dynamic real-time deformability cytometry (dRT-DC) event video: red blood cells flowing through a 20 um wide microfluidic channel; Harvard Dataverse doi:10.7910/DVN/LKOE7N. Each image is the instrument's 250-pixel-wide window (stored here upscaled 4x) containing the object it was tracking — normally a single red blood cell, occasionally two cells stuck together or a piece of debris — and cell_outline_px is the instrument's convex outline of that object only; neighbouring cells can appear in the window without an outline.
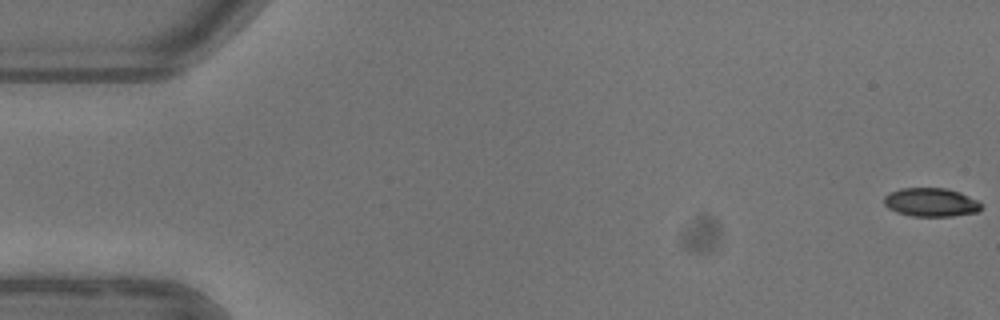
{"species": "common noctule bat (a hibernating species)", "species_latin": "Nyctalus noctula", "temperature_condition": "warm", "stored_images_in_passage": 53, "camera_frame_rate_fps": 3000, "um_per_image_px": 0.085, "animal": {"sex": "female"}, "frame": {"image": 1, "passage_image": 1, "time_ms": 0.0, "image_size_px": [1000, 320], "cell_outline_px": [[980, 208], [976, 212], [952, 216], [912, 216], [896, 212], [888, 208], [884, 204], [884, 196], [888, 192], [900, 188], [944, 188], [960, 192], [976, 200], [980, 204]], "centroid_in_image_um": [79.06, 17.19], "position_along_channel_um": 5.9, "area_um2": 16.13}}
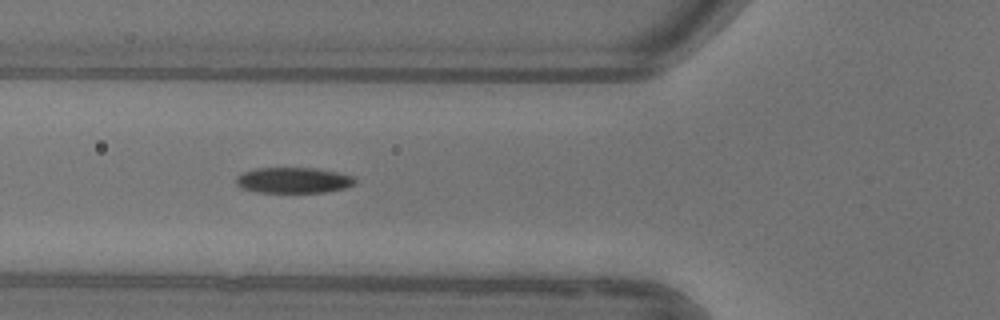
{"frame": {"image": 2, "passage_image": 20, "time_ms": 6.333, "image_size_px": [1000, 320], "cell_outline_px": [[356, 184], [348, 188], [324, 192], [256, 192], [244, 188], [236, 184], [236, 176], [244, 172], [256, 168], [316, 168], [336, 172], [352, 176], [356, 180]], "centroid_in_image_um": [24.97, 15.32], "position_along_channel_um": 100.8, "area_um2": 17.8}}
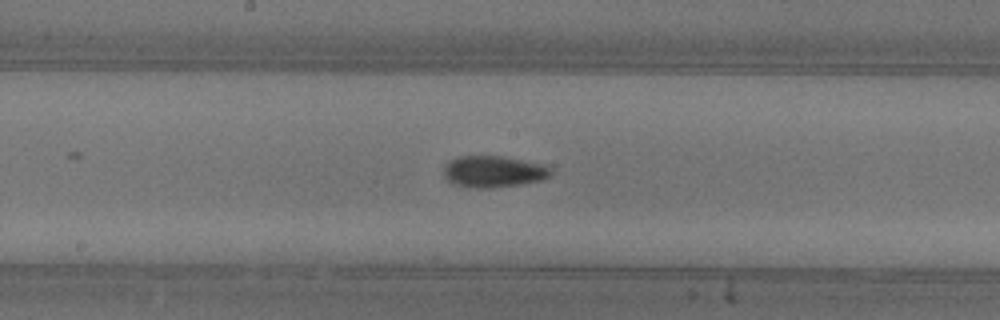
{"frame": {"image": 3, "passage_image": 28, "time_ms": 9.0, "image_size_px": [1000, 320], "cell_outline_px": [[552, 172], [548, 176], [540, 180], [520, 184], [488, 188], [476, 188], [452, 184], [444, 176], [444, 168], [448, 160], [456, 156], [504, 156], [544, 164]], "centroid_in_image_um": [41.9, 14.57], "position_along_channel_um": 206.3, "area_um2": 19.65}, "authors_computed_cell_mechanics": {"area_um2": 17.9758, "velocity_mm_per_s": 3.93, "shape_relaxation_time_tau1_ms": 4.7538, "shape_relaxation_time_tau2_ms": 4.9311, "deformation_change_tau1": 0.1621, "deformation_change_tau2": 0.1081}}